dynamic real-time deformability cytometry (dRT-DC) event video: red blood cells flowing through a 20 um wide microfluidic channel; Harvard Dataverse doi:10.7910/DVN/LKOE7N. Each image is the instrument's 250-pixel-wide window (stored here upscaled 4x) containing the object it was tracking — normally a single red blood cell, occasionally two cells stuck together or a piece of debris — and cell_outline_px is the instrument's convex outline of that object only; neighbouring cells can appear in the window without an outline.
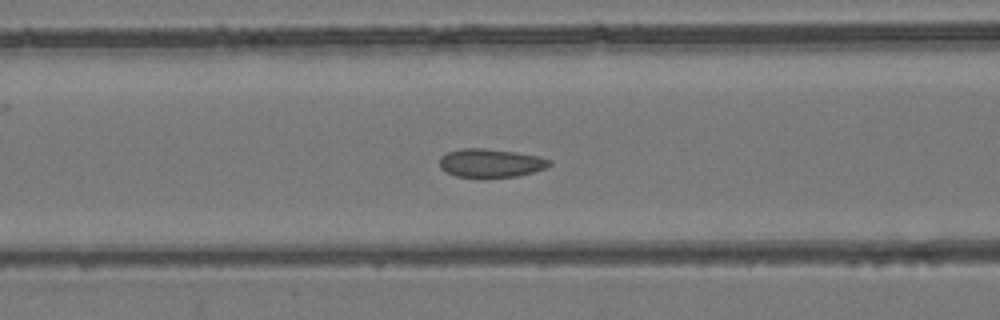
{"species": "common noctule bat (a hibernating species)", "species_latin": "Nyctalus noctula", "temperature_condition": "room temperature", "stored_images_in_passage": 54, "camera_frame_rate_fps": 3000, "um_per_image_px": 0.085, "animal": {"sex": "female", "body_mass_g": 24.6, "forearm_length_mm": 56.2}, "frame": {"image": 1, "passage_image": 23, "time_ms": 7.333, "image_size_px": [1000, 320], "cell_outline_px": [[552, 164], [544, 168], [532, 172], [516, 176], [456, 176], [440, 168], [440, 156], [448, 152], [460, 148], [484, 148], [516, 152], [536, 156], [548, 160]], "centroid_in_image_um": [41.66, 13.83], "position_along_channel_um": 124.9, "area_um2": 17.74}}
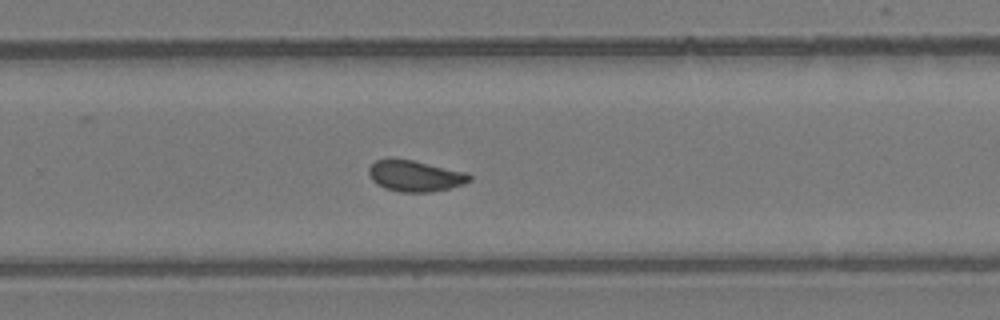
{"frame": {"image": 2, "passage_image": 36, "time_ms": 11.667, "image_size_px": [1000, 320], "cell_outline_px": [[472, 180], [464, 184], [452, 188], [428, 192], [400, 192], [384, 188], [376, 184], [372, 180], [368, 172], [368, 168], [376, 160], [412, 160], [464, 172], [472, 176]], "centroid_in_image_um": [35.29, 14.98], "position_along_channel_um": 294.5, "area_um2": 17.98}}
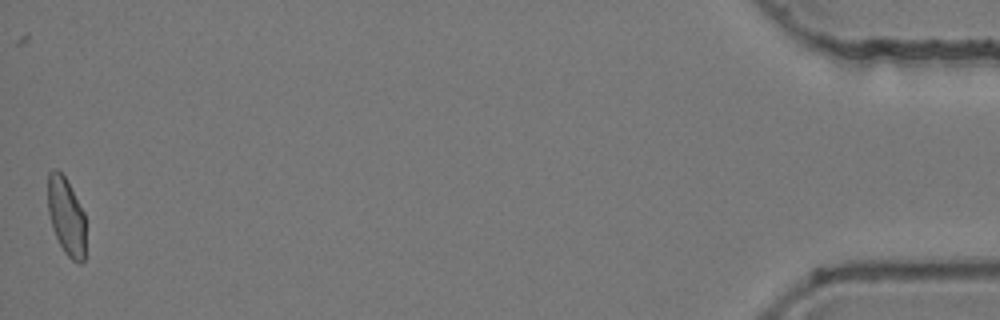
{"frame": {"image": 3, "passage_image": 54, "time_ms": 17.667, "image_size_px": [1000, 320], "cell_outline_px": [[84, 260], [80, 264], [72, 260], [64, 252], [56, 236], [48, 212], [48, 172], [56, 168], [64, 176], [84, 212]], "centroid_in_image_um": [5.62, 18.38], "position_along_channel_um": 429.6, "area_um2": 16.76}}